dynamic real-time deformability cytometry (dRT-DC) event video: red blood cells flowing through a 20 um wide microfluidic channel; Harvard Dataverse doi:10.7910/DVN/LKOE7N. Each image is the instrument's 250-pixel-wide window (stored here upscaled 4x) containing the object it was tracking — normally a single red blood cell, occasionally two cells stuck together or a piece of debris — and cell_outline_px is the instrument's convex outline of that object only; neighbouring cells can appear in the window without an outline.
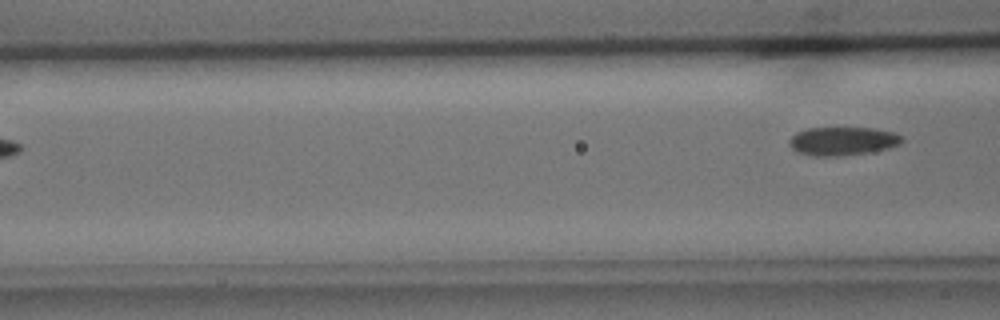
{"species": "common noctule bat (a hibernating species)", "species_latin": "Nyctalus noctula", "temperature_condition": "cold", "stored_images_in_passage": 7, "camera_frame_rate_fps": 3000, "um_per_image_px": 0.085, "animal": {"sex": "male", "body_mass_g": 15.6}, "frame": {"image": 1, "passage_image": 7, "time_ms": 7.0, "image_size_px": [1000, 320], "cell_outline_px": [[904, 140], [900, 144], [888, 148], [868, 152], [840, 156], [812, 156], [800, 152], [792, 148], [788, 144], [788, 140], [796, 132], [808, 128], [872, 128], [892, 132], [904, 136]], "centroid_in_image_um": [71.62, 11.99], "position_along_channel_um": 95.0, "area_um2": 18.67}}